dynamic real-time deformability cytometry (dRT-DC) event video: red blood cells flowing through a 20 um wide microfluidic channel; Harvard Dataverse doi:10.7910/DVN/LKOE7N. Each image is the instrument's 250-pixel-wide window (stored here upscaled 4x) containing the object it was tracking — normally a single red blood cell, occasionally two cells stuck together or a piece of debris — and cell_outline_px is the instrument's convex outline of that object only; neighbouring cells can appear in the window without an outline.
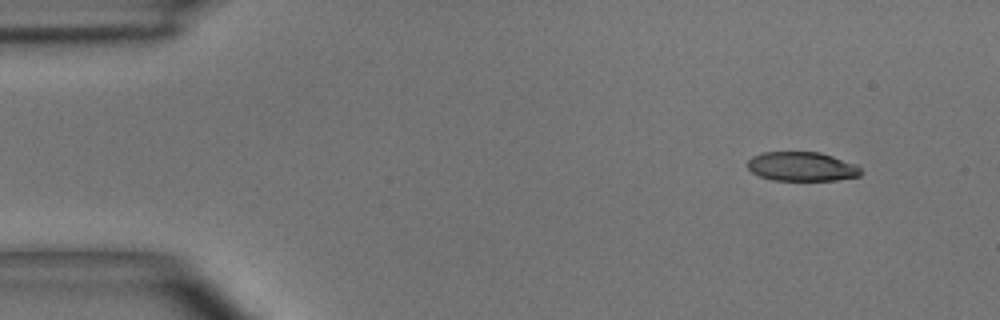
{"species": "common noctule bat (a hibernating species)", "species_latin": "Nyctalus noctula", "temperature_condition": "room temperature", "stored_images_in_passage": 3, "camera_frame_rate_fps": 3000, "um_per_image_px": 0.085, "animal": {"sex": "male", "body_mass_g": 15.6}, "frame": {"image": 1, "passage_image": 1, "time_ms": 0.0, "image_size_px": [1000, 320], "cell_outline_px": [[864, 172], [860, 176], [836, 180], [772, 180], [760, 176], [752, 172], [748, 168], [748, 160], [752, 156], [764, 152], [820, 152], [832, 156], [852, 164], [860, 168]], "centroid_in_image_um": [68.14, 14.16], "position_along_channel_um": 16.9, "area_um2": 19.13}}
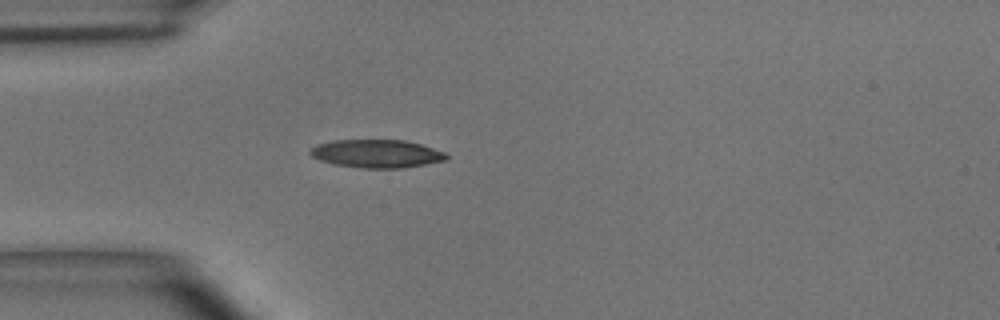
{"frame": {"image": 2, "passage_image": 3, "time_ms": 0.667, "image_size_px": [1000, 320], "cell_outline_px": [[448, 160], [400, 168], [360, 168], [336, 164], [320, 160], [312, 156], [308, 152], [312, 148], [320, 144], [332, 140], [404, 140], [420, 144], [444, 152], [448, 156]], "centroid_in_image_um": [32.02, 13.06], "position_along_channel_um": 53.0, "area_um2": 22.08}}